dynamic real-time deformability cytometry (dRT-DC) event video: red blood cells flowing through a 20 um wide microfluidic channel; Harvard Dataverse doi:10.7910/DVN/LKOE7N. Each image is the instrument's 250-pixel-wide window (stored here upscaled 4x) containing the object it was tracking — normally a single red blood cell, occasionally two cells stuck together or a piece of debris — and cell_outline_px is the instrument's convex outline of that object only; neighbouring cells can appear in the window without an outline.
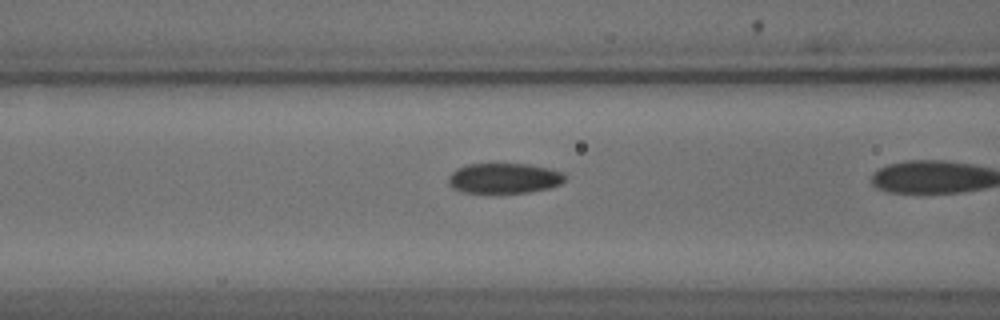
{"species": "common noctule bat (a hibernating species)", "species_latin": "Nyctalus noctula", "temperature_condition": "cold", "stored_images_in_passage": 21, "camera_frame_rate_fps": 3000, "um_per_image_px": 0.085, "animal": {"sex": "male", "body_mass_g": 18.8}, "frame": {"image": 1, "passage_image": 19, "time_ms": 6.0, "image_size_px": [1000, 320], "cell_outline_px": [[564, 180], [560, 184], [548, 188], [528, 192], [464, 192], [452, 188], [448, 184], [448, 176], [456, 168], [468, 164], [528, 164], [548, 168], [564, 172]], "centroid_in_image_um": [42.82, 15.14], "position_along_channel_um": 123.8, "area_um2": 20.4}}